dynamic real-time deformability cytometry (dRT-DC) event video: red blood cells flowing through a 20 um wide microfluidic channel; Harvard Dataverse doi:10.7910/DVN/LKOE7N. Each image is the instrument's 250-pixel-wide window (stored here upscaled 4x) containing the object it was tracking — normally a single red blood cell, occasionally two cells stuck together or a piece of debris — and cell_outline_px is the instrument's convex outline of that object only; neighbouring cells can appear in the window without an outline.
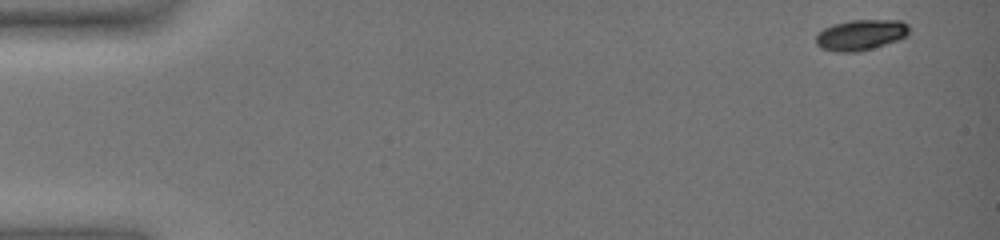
{"species": "common noctule bat (a hibernating species)", "species_latin": "Nyctalus noctula", "temperature_condition": "warm", "stored_images_in_passage": 12, "camera_frame_rate_fps": 3000, "um_per_image_px": 0.085, "animal": {"sex": "female", "body_mass_g": 19.0, "forearm_length_mm": 51.5}, "frame": {"image": 1, "passage_image": 1, "time_ms": 0.0, "image_size_px": [1000, 240], "cell_outline_px": [[908, 36], [872, 48], [856, 52], [836, 52], [820, 48], [816, 44], [816, 36], [824, 28], [832, 24], [852, 20], [900, 20], [908, 24]], "centroid_in_image_um": [73.15, 2.96], "position_along_channel_um": 11.9, "area_um2": 16.59}}